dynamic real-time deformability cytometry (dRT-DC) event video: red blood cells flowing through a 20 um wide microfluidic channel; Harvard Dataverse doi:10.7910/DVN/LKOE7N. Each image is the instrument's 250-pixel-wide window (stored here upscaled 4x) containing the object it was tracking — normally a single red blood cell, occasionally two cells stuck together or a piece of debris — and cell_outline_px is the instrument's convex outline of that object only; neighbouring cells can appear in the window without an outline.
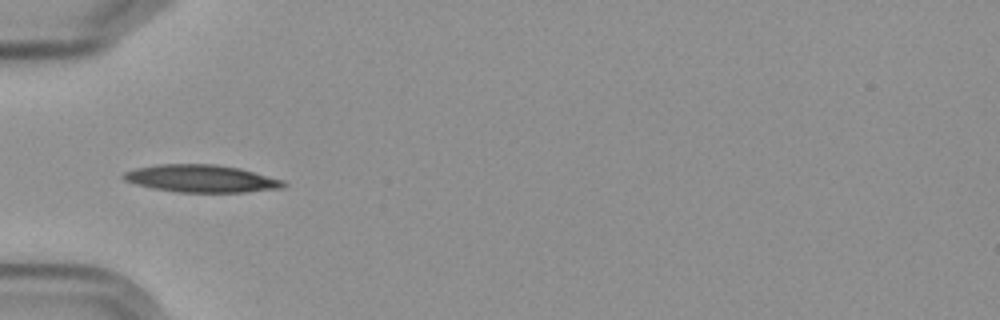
{"species": "Egyptian fruit bat (a non-hibernating species)", "species_latin": "Rousettus aegyptiacus", "temperature_condition": "cold", "stored_images_in_passage": 11, "camera_frame_rate_fps": 3000, "um_per_image_px": 0.085, "frame": {"image": 1, "passage_image": 5, "time_ms": 5.667, "image_size_px": [1000, 320], "cell_outline_px": [[288, 184], [284, 188], [244, 192], [180, 192], [152, 188], [136, 184], [124, 180], [120, 176], [124, 172], [136, 168], [156, 164], [216, 164], [240, 168], [284, 180]], "centroid_in_image_um": [17.12, 15.17], "position_along_channel_um": 67.9, "area_um2": 25.72}}
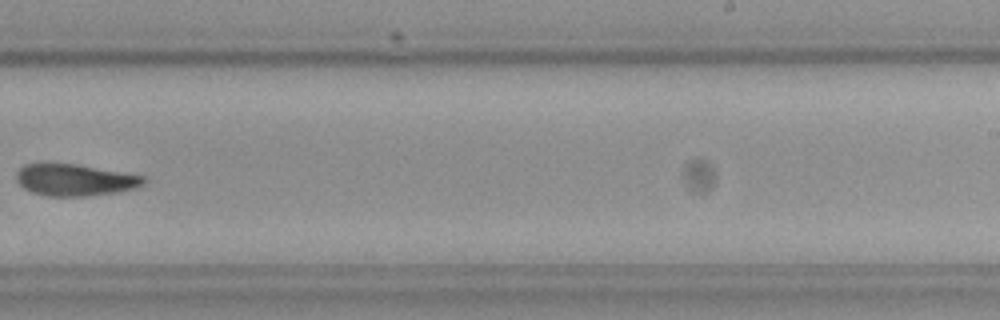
{"frame": {"image": 2, "passage_image": 10, "time_ms": 11.667, "image_size_px": [1000, 320], "cell_outline_px": [[148, 180], [144, 184], [136, 188], [120, 192], [88, 196], [48, 196], [32, 192], [24, 188], [16, 180], [16, 172], [24, 164], [76, 164], [144, 176]], "centroid_in_image_um": [6.39, 15.31], "position_along_channel_um": 282.6, "area_um2": 23.52}}